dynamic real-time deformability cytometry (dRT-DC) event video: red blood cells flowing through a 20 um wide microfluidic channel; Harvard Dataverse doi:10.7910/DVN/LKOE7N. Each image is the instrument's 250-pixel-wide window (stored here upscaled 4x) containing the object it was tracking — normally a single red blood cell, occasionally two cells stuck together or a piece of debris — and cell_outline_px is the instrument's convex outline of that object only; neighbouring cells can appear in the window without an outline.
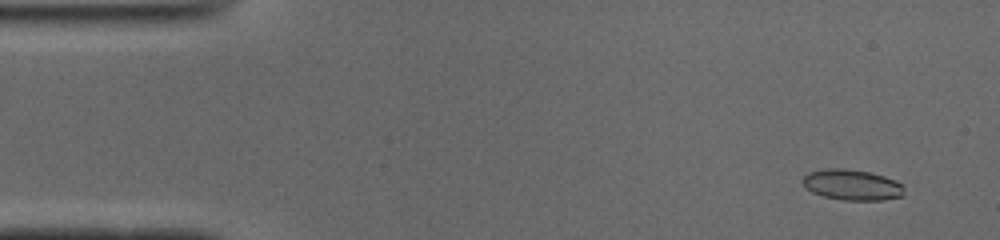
{"species": "common noctule bat (a hibernating species)", "species_latin": "Nyctalus noctula", "temperature_condition": "cold", "stored_images_in_passage": 51, "camera_frame_rate_fps": 3000, "um_per_image_px": 0.085, "animal": {"sex": "male", "body_mass_g": 19.0, "forearm_length_mm": 50.8}, "frame": {"image": 1, "passage_image": 4, "time_ms": 1.0, "image_size_px": [1000, 240], "cell_outline_px": [[904, 196], [884, 200], [844, 200], [824, 196], [812, 192], [800, 180], [808, 172], [824, 168], [840, 168], [868, 172], [884, 176], [896, 180], [904, 184]], "centroid_in_image_um": [72.45, 15.71], "position_along_channel_um": 12.5, "area_um2": 18.26}}
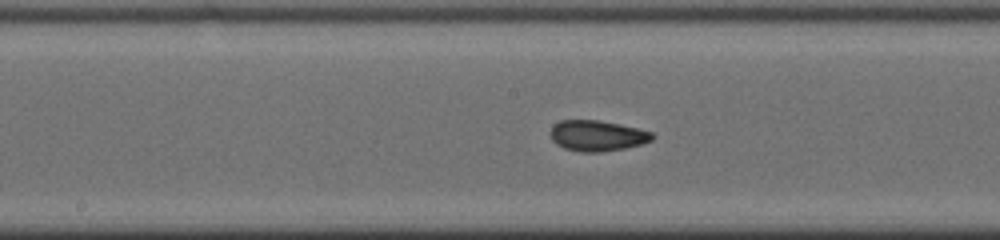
{"frame": {"image": 2, "passage_image": 26, "time_ms": 8.333, "image_size_px": [1000, 240], "cell_outline_px": [[656, 136], [652, 140], [640, 144], [624, 148], [600, 152], [580, 152], [564, 148], [556, 144], [552, 140], [548, 132], [552, 124], [560, 120], [600, 120], [620, 124], [652, 132]], "centroid_in_image_um": [50.71, 11.52], "position_along_channel_um": 197.5, "area_um2": 18.44}}
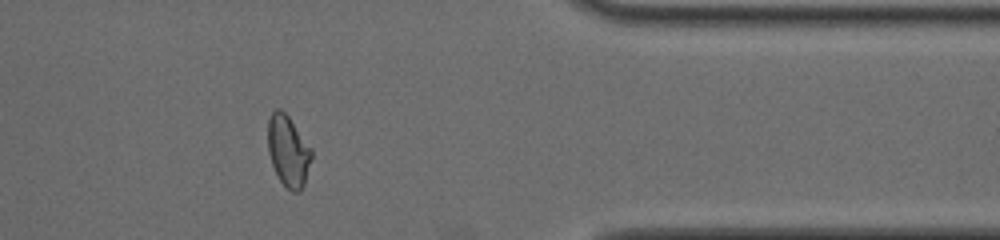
{"frame": {"image": 3, "passage_image": 42, "time_ms": 13.667, "image_size_px": [1000, 240], "cell_outline_px": [[312, 156], [304, 184], [300, 192], [292, 192], [280, 180], [272, 164], [268, 152], [268, 120], [272, 112], [276, 108], [280, 108], [288, 116], [312, 148]], "centroid_in_image_um": [24.5, 12.82], "position_along_channel_um": 386.9, "area_um2": 17.98}, "authors_computed_cell_mechanics": {"area_um2": 18.0914, "velocity_mm_per_s": 3.9364, "shape_relaxation_time_tau1_ms": 5.2568, "shape_relaxation_time_tau2_ms": 1.5703, "deformation_change_tau1": 0.1605, "deformation_change_tau2": 0.0605}}